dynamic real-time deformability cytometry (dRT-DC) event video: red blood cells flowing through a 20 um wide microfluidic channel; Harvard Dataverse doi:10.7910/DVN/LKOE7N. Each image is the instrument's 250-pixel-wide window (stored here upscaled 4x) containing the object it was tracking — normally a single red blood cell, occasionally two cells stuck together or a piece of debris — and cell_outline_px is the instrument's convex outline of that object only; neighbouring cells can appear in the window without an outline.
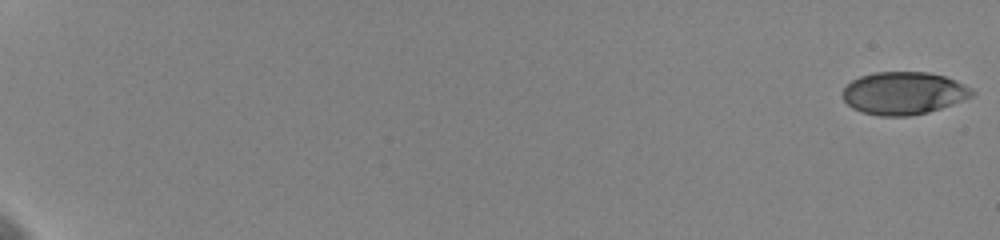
{"species": "human", "species_latin": "Homo sapiens", "temperature_condition": "cold", "stored_images_in_passage": 17, "camera_frame_rate_fps": 3000, "um_per_image_px": 0.085, "donor": {"sex": "female"}, "frame": {"image": 1, "passage_image": 1, "time_ms": 0.0, "image_size_px": [1000, 240], "cell_outline_px": [[976, 92], [972, 96], [964, 100], [928, 112], [908, 116], [880, 116], [860, 112], [852, 108], [844, 100], [844, 88], [852, 80], [860, 76], [876, 72], [928, 72], [944, 76], [956, 80], [972, 88]], "centroid_in_image_um": [76.83, 7.92], "position_along_channel_um": 8.2, "area_um2": 32.14}}
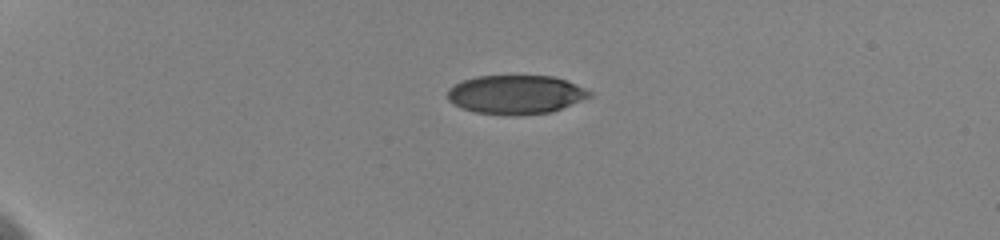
{"frame": {"image": 2, "passage_image": 13, "time_ms": 5.333, "image_size_px": [1000, 240], "cell_outline_px": [[592, 96], [552, 112], [512, 116], [476, 112], [460, 108], [452, 104], [448, 100], [448, 88], [464, 80], [476, 76], [552, 76], [568, 80], [592, 92]], "centroid_in_image_um": [43.84, 8.04], "position_along_channel_um": 41.2, "area_um2": 32.31}}